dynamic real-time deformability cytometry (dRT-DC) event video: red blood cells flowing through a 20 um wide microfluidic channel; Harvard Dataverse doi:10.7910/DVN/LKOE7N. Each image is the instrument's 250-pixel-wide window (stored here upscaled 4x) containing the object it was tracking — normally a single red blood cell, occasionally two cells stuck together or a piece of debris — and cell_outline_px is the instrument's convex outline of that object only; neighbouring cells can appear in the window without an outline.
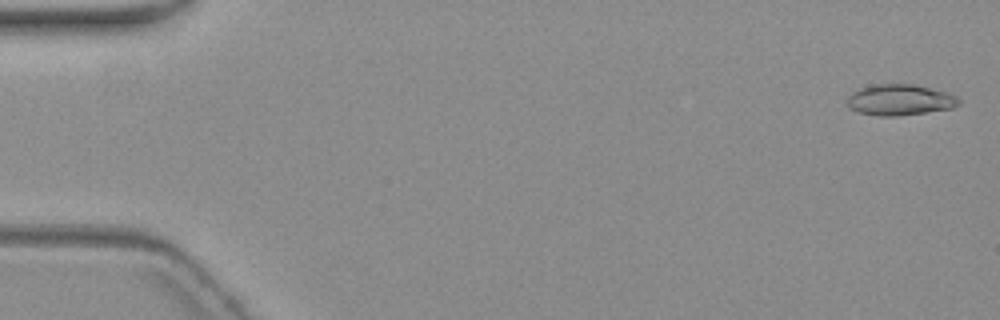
{"species": "common noctule bat (a hibernating species)", "species_latin": "Nyctalus noctula", "temperature_condition": "warm", "stored_images_in_passage": 5, "camera_frame_rate_fps": 3000, "um_per_image_px": 0.085, "animal": {"sex": "female", "body_mass_g": 19.3, "forearm_length_mm": 54.1}, "frame": {"image": 1, "passage_image": 1, "time_ms": 0.0, "image_size_px": [1000, 320], "cell_outline_px": [[960, 104], [952, 108], [896, 116], [880, 116], [860, 112], [852, 108], [848, 104], [848, 96], [852, 92], [860, 88], [876, 84], [912, 84], [948, 92], [956, 96], [960, 100]], "centroid_in_image_um": [76.51, 8.48], "position_along_channel_um": 8.5, "area_um2": 19.88}}
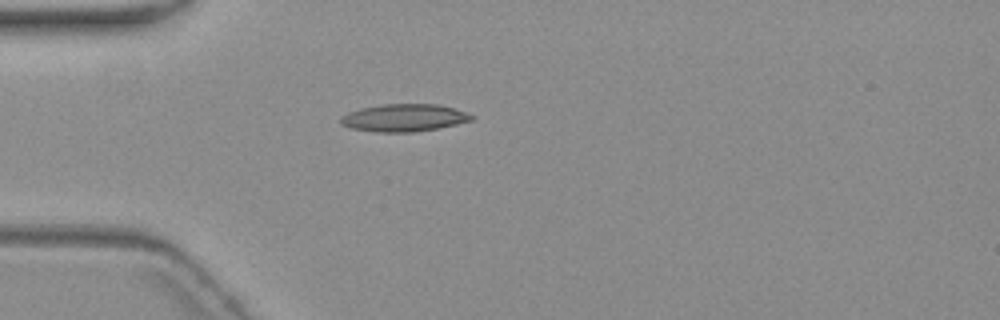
{"frame": {"image": 2, "passage_image": 5, "time_ms": 5.0, "image_size_px": [1000, 320], "cell_outline_px": [[476, 116], [472, 120], [456, 124], [436, 128], [412, 132], [376, 132], [352, 128], [340, 124], [340, 116], [348, 112], [364, 108], [384, 104], [436, 104], [452, 108]], "centroid_in_image_um": [34.32, 10.01], "position_along_channel_um": 50.7, "area_um2": 20.69}}